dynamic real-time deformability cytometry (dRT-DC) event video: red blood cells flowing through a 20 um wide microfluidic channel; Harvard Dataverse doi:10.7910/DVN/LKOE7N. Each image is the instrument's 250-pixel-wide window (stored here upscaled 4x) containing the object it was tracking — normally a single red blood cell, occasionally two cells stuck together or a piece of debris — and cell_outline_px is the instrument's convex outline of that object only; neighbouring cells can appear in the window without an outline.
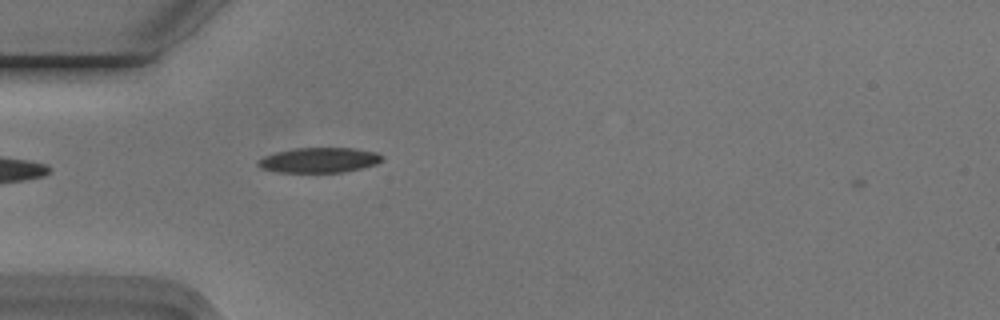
{"species": "Egyptian fruit bat (a non-hibernating species)", "species_latin": "Rousettus aegyptiacus", "temperature_condition": "cold", "stored_images_in_passage": 29, "camera_frame_rate_fps": 3000, "um_per_image_px": 0.085, "animal": {"sex": "male"}, "frame": {"image": 1, "passage_image": 1, "time_ms": 0.0, "image_size_px": [1000, 320], "cell_outline_px": [[384, 156], [376, 164], [360, 168], [340, 172], [280, 172], [260, 168], [256, 164], [264, 156], [276, 152], [296, 148], [352, 148], [376, 152]], "centroid_in_image_um": [27.12, 13.6], "position_along_channel_um": 57.9, "area_um2": 17.86}}
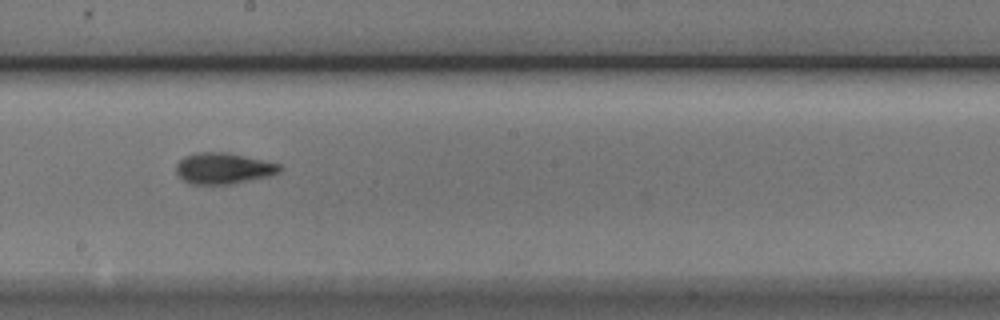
{"frame": {"image": 2, "passage_image": 15, "time_ms": 4.667, "image_size_px": [1000, 320], "cell_outline_px": [[284, 168], [280, 172], [268, 176], [232, 184], [192, 184], [184, 180], [176, 172], [176, 164], [184, 156], [192, 152], [228, 152], [280, 164]], "centroid_in_image_um": [18.99, 14.3], "position_along_channel_um": 229.2, "area_um2": 18.84}}
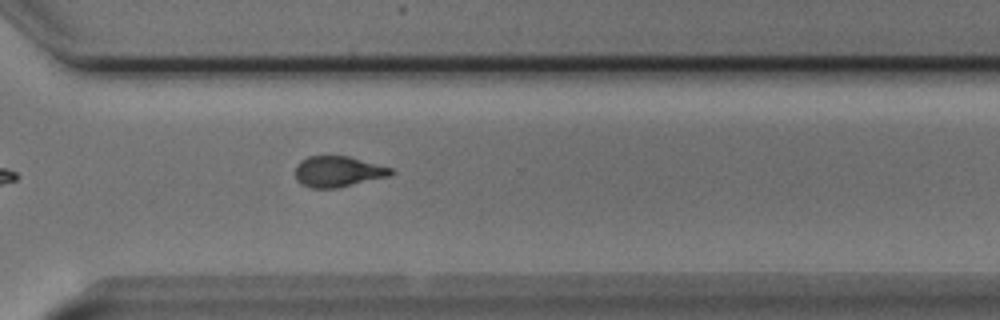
{"frame": {"image": 3, "passage_image": 24, "time_ms": 7.667, "image_size_px": [1000, 320], "cell_outline_px": [[396, 172], [388, 176], [336, 188], [312, 188], [300, 184], [296, 180], [296, 164], [300, 160], [308, 156], [348, 156], [392, 168]], "centroid_in_image_um": [28.7, 14.58], "position_along_channel_um": 341.9, "area_um2": 17.11}, "authors_computed_cell_mechanics": {"area_um2": 18.0914, "velocity_mm_per_s": 3.7696, "shape_relaxation_time_tau1_ms": 3.6496, "shape_relaxation_time_tau2_ms": 3.1305, "deformation_change_tau1": 0.1353, "deformation_change_tau2": 0.1009}}